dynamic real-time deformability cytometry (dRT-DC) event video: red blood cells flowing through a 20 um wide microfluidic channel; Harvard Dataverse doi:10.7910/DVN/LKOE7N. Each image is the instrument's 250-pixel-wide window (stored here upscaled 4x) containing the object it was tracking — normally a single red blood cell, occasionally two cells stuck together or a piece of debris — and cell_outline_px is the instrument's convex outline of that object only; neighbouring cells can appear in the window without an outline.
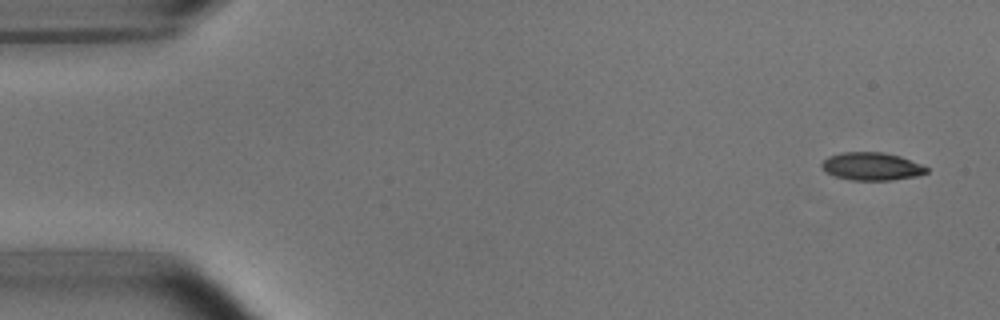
{"species": "common noctule bat (a hibernating species)", "species_latin": "Nyctalus noctula", "temperature_condition": "room temperature", "stored_images_in_passage": 51, "camera_frame_rate_fps": 3000, "um_per_image_px": 0.085, "animal": {"sex": "male", "body_mass_g": 15.6}, "frame": {"image": 1, "passage_image": 1, "time_ms": 0.0, "image_size_px": [1000, 320], "cell_outline_px": [[928, 172], [916, 176], [892, 180], [852, 180], [836, 176], [824, 172], [820, 168], [820, 164], [828, 156], [840, 152], [884, 152], [900, 156], [920, 164], [928, 168]], "centroid_in_image_um": [74.04, 14.14], "position_along_channel_um": 11.0, "area_um2": 17.11}}
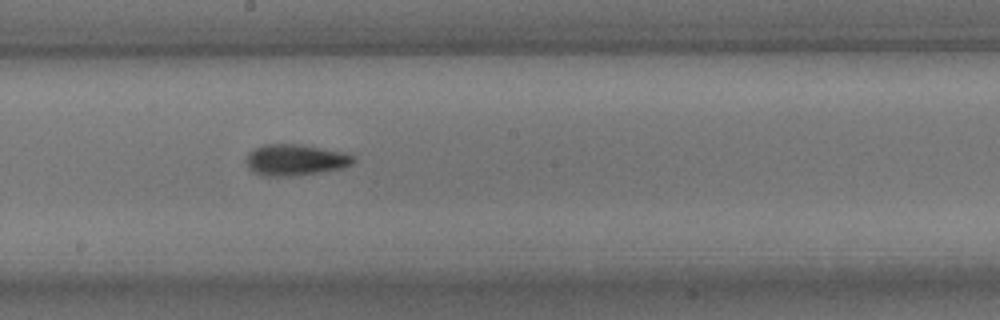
{"frame": {"image": 2, "passage_image": 27, "time_ms": 8.667, "image_size_px": [1000, 320], "cell_outline_px": [[356, 160], [352, 164], [344, 168], [320, 172], [288, 176], [264, 176], [252, 172], [248, 168], [248, 152], [252, 148], [264, 144], [304, 144], [348, 152], [356, 156]], "centroid_in_image_um": [25.16, 13.57], "position_along_channel_um": 223.0, "area_um2": 19.94}}
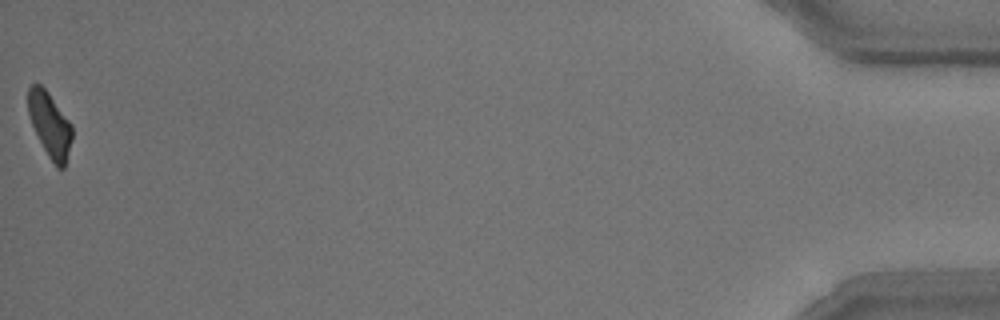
{"frame": {"image": 3, "passage_image": 51, "time_ms": 16.667, "image_size_px": [1000, 320], "cell_outline_px": [[72, 140], [64, 168], [56, 168], [48, 156], [32, 124], [28, 112], [28, 88], [32, 84], [40, 84], [48, 92], [72, 124]], "centroid_in_image_um": [4.25, 10.6], "position_along_channel_um": 431.0, "area_um2": 16.42}, "authors_computed_cell_mechanics": {"area_um2": 17.9758, "velocity_mm_per_s": 3.7962, "shape_relaxation_time_tau1_ms": 4.1563, "shape_relaxation_time_tau2_ms": 3.0683, "deformation_change_tau1": 0.1531, "deformation_change_tau2": 0.1043}}